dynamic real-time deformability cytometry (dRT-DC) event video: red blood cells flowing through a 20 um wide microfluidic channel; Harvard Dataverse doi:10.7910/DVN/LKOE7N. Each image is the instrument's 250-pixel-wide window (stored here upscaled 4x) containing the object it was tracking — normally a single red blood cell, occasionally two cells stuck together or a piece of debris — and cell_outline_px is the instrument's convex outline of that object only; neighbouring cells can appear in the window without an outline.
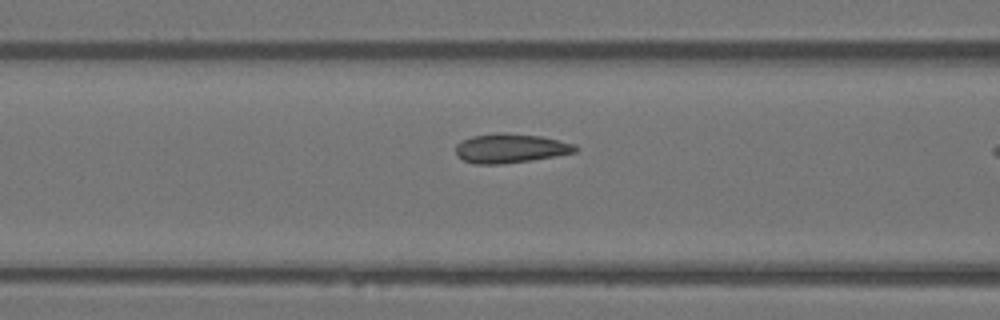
{"species": "Egyptian fruit bat (a non-hibernating species)", "species_latin": "Rousettus aegyptiacus", "temperature_condition": "warm", "stored_images_in_passage": 9, "camera_frame_rate_fps": 3000, "um_per_image_px": 0.085, "animal": {"sex": "female"}, "frame": {"image": 1, "passage_image": 8, "time_ms": 2.333, "image_size_px": [1000, 320], "cell_outline_px": [[580, 148], [576, 152], [556, 156], [532, 160], [500, 164], [472, 164], [456, 156], [456, 144], [472, 136], [496, 132], [504, 132], [540, 136], [576, 144]], "centroid_in_image_um": [43.4, 12.6], "position_along_channel_um": 123.2, "area_um2": 20.58}}